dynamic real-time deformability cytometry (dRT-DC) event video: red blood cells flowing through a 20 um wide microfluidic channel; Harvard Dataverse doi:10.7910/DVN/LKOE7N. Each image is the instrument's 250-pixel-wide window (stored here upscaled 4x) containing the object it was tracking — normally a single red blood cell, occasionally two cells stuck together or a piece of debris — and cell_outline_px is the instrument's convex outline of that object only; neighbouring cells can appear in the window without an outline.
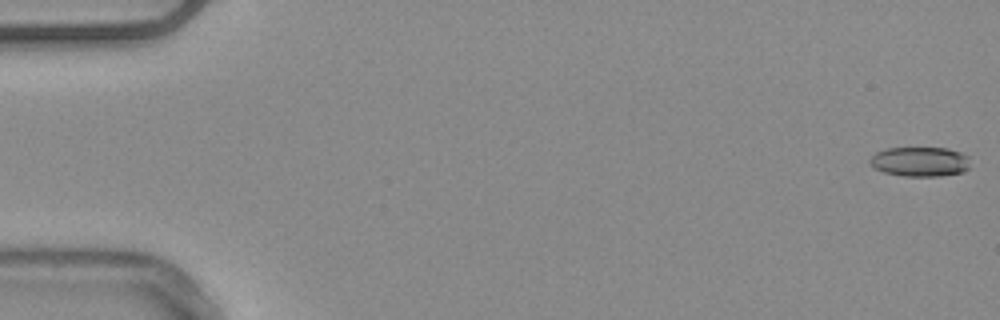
{"species": "common noctule bat (a hibernating species)", "species_latin": "Nyctalus noctula", "temperature_condition": "warm", "stored_images_in_passage": 54, "camera_frame_rate_fps": 3000, "um_per_image_px": 0.085, "animal": {"sex": "male", "body_mass_g": 20.4}, "frame": {"image": 1, "passage_image": 1, "time_ms": 0.0, "image_size_px": [1000, 320], "cell_outline_px": [[968, 168], [964, 172], [940, 176], [904, 176], [884, 172], [868, 164], [868, 160], [876, 152], [888, 148], [948, 148], [960, 152], [968, 156]], "centroid_in_image_um": [78.19, 13.74], "position_along_channel_um": 6.8, "area_um2": 17.34}}
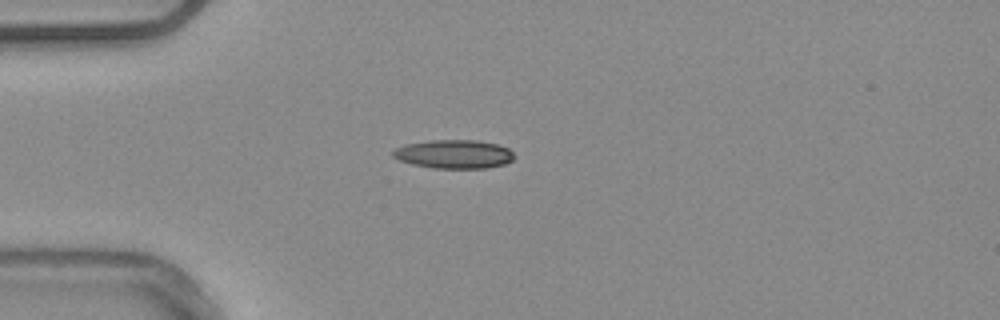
{"frame": {"image": 2, "passage_image": 15, "time_ms": 4.667, "image_size_px": [1000, 320], "cell_outline_px": [[516, 156], [512, 160], [504, 164], [488, 168], [432, 168], [412, 164], [400, 160], [392, 156], [392, 152], [396, 148], [404, 144], [428, 140], [476, 140], [496, 144], [508, 148]], "centroid_in_image_um": [38.58, 13.1], "position_along_channel_um": 46.4, "area_um2": 20.35}}
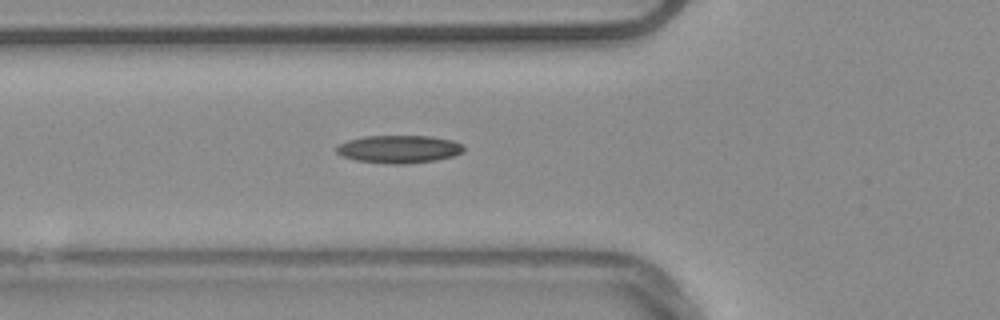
{"frame": {"image": 3, "passage_image": 20, "time_ms": 6.333, "image_size_px": [1000, 320], "cell_outline_px": [[464, 152], [452, 156], [436, 160], [404, 164], [388, 164], [356, 160], [344, 156], [336, 152], [336, 148], [340, 144], [348, 140], [364, 136], [432, 136], [452, 140], [464, 144]], "centroid_in_image_um": [33.95, 12.67], "position_along_channel_um": 91.9, "area_um2": 20.63}, "authors_computed_cell_mechanics": {"area_um2": 18.9006, "velocity_mm_per_s": 3.796, "shape_relaxation_time_tau1_ms": null, "shape_relaxation_time_tau2_ms": 3.5738, "deformation_change_tau1": null, "deformation_change_tau2": 0.1169}}